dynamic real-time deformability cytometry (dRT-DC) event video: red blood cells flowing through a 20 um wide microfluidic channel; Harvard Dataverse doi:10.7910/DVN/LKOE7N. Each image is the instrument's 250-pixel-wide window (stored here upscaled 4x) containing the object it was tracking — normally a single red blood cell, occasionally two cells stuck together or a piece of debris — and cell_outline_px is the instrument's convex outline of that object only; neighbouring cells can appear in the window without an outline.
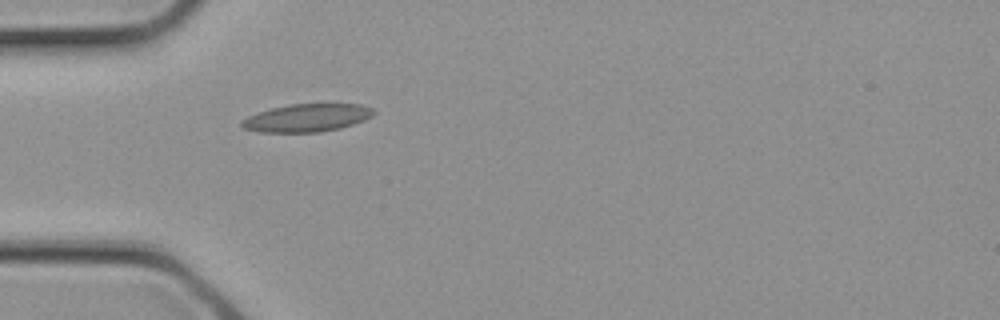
{"species": "common noctule bat (a hibernating species)", "species_latin": "Nyctalus noctula", "temperature_condition": "cold", "stored_images_in_passage": 1, "camera_frame_rate_fps": 3000, "um_per_image_px": 0.085, "animal": {"sex": "female", "body_mass_g": 21.9}, "frame": {"image": 1, "passage_image": 1, "time_ms": 0.0, "image_size_px": [1000, 320], "cell_outline_px": [[376, 112], [372, 116], [364, 120], [340, 128], [320, 132], [260, 132], [244, 128], [240, 124], [240, 120], [248, 116], [272, 108], [288, 104], [360, 104], [372, 108]], "centroid_in_image_um": [26.09, 10.01], "position_along_channel_um": 58.9, "area_um2": 21.33}}